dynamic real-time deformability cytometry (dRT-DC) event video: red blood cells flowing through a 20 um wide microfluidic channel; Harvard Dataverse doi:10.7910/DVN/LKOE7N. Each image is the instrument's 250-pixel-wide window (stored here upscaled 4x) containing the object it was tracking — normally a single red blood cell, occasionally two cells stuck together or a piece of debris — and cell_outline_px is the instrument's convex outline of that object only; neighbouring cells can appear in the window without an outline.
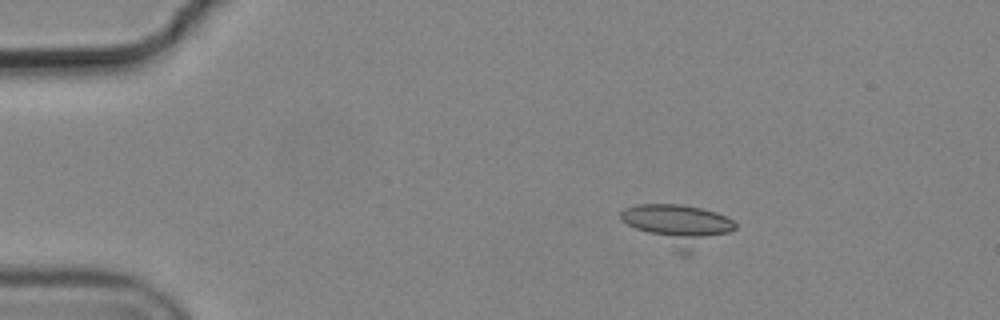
{"species": "common noctule bat (a hibernating species)", "species_latin": "Nyctalus noctula", "temperature_condition": "cold", "stored_images_in_passage": 5, "camera_frame_rate_fps": 3000, "um_per_image_px": 0.085, "animal": {"sex": "male", "body_mass_g": 19.2, "forearm_length_mm": 51.8}, "frame": {"image": 1, "passage_image": 2, "time_ms": 0.333, "image_size_px": [1000, 320], "cell_outline_px": [[736, 228], [692, 256], [680, 256], [620, 220], [620, 212], [624, 208], [636, 204], [680, 204], [700, 208], [716, 212], [732, 220], [736, 224]], "centroid_in_image_um": [57.64, 19.2], "position_along_channel_um": 27.4, "area_um2": 28.09}}